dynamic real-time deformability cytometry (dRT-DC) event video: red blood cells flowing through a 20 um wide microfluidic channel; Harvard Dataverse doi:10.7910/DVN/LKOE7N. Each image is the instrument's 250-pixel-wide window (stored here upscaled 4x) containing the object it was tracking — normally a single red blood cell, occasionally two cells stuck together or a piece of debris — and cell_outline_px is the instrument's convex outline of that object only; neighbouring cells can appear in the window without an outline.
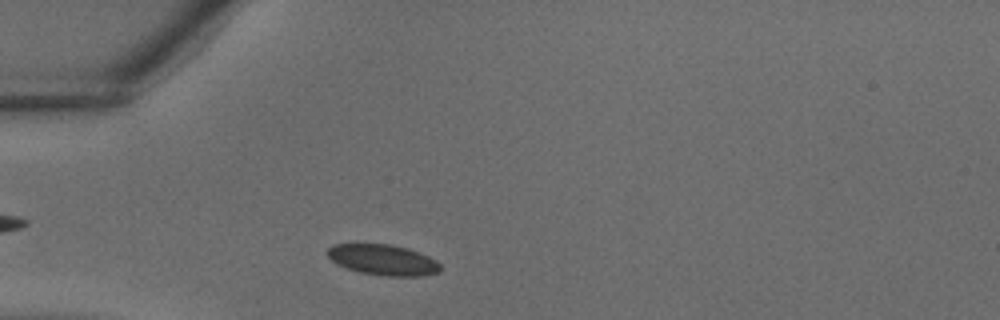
{"species": "common noctule bat (a hibernating species)", "species_latin": "Nyctalus noctula", "temperature_condition": "warm", "stored_images_in_passage": 29, "camera_frame_rate_fps": 3000, "um_per_image_px": 0.085, "animal": {"sex": "male", "body_mass_g": 18.8}, "frame": {"image": 1, "passage_image": 2, "time_ms": 0.333, "image_size_px": [1000, 320], "cell_outline_px": [[440, 268], [436, 272], [424, 276], [388, 276], [360, 272], [336, 264], [328, 256], [328, 248], [332, 244], [392, 244], [428, 256], [436, 260], [440, 264]], "centroid_in_image_um": [32.53, 22.08], "position_along_channel_um": 52.5, "area_um2": 19.88}}
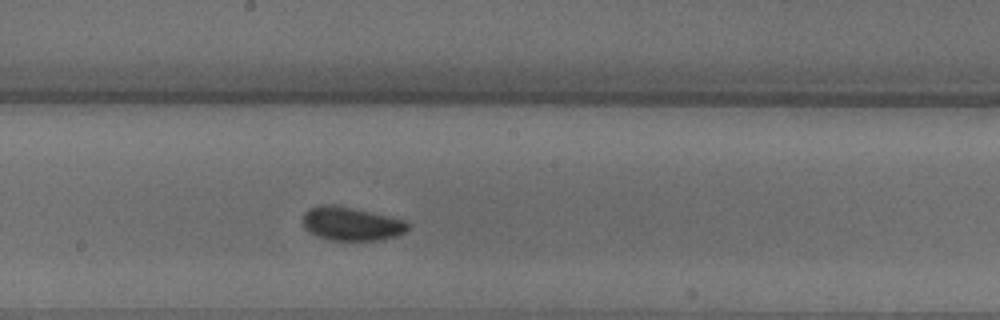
{"frame": {"image": 2, "passage_image": 12, "time_ms": 3.667, "image_size_px": [1000, 320], "cell_outline_px": [[408, 228], [404, 232], [396, 236], [380, 240], [328, 240], [316, 236], [308, 232], [304, 228], [304, 212], [308, 208], [324, 204], [332, 204], [372, 212], [408, 220]], "centroid_in_image_um": [29.85, 19.02], "position_along_channel_um": 218.3, "area_um2": 20.69}}
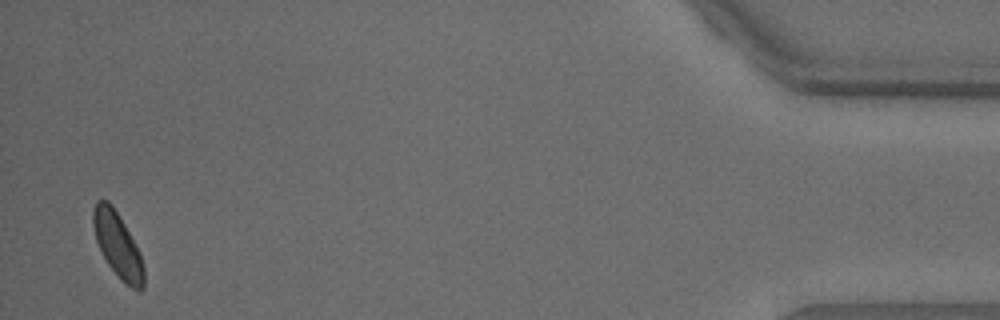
{"frame": {"image": 3, "passage_image": 28, "time_ms": 9.0, "image_size_px": [1000, 320], "cell_outline_px": [[144, 288], [140, 292], [132, 288], [120, 280], [108, 264], [96, 240], [92, 224], [92, 212], [96, 200], [108, 200], [112, 204], [124, 224], [140, 252], [144, 268]], "centroid_in_image_um": [10.01, 20.84], "position_along_channel_um": 425.2, "area_um2": 19.19}}